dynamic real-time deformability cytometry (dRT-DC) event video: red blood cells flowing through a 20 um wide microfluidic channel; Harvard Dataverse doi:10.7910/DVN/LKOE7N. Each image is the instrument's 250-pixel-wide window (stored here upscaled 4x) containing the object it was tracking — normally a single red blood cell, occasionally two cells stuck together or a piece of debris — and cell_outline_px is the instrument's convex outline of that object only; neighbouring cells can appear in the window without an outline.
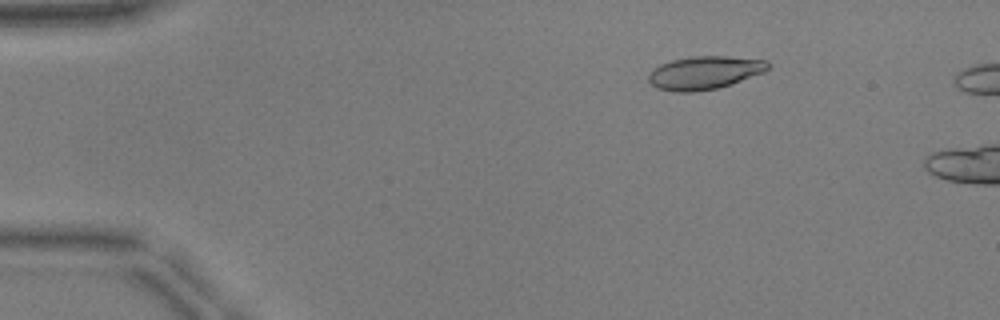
{"species": "common noctule bat (a hibernating species)", "species_latin": "Nyctalus noctula", "temperature_condition": "warm", "stored_images_in_passage": 9, "camera_frame_rate_fps": 3000, "um_per_image_px": 0.085, "animal": {"sex": "male", "body_mass_g": 17.9, "forearm_length_mm": 54.2}, "frame": {"image": 1, "passage_image": 2, "time_ms": 0.333, "image_size_px": [1000, 320], "cell_outline_px": [[768, 68], [764, 72], [732, 84], [716, 88], [696, 92], [676, 92], [656, 88], [648, 80], [648, 76], [660, 64], [672, 60], [692, 56], [724, 56], [768, 60]], "centroid_in_image_um": [59.89, 6.18], "position_along_channel_um": 25.1, "area_um2": 22.95}}